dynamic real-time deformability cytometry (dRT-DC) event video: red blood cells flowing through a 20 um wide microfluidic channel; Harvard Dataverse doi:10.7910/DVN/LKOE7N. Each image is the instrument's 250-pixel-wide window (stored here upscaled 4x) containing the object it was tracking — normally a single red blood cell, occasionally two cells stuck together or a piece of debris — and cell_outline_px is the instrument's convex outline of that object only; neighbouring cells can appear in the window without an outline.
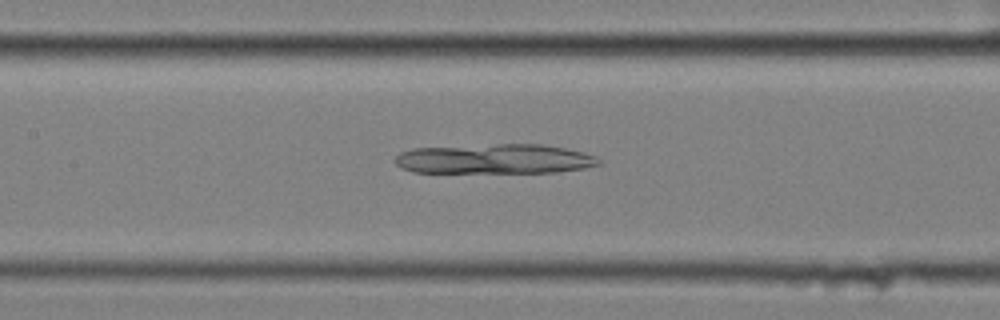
{"species": "common noctule bat (a hibernating species)", "species_latin": "Nyctalus noctula", "temperature_condition": "cold", "stored_images_in_passage": 48, "camera_frame_rate_fps": 3000, "um_per_image_px": 0.085, "animal": {"sex": "female", "body_mass_g": 25.1}, "frame": {"image": 1, "passage_image": 18, "time_ms": 5.667, "image_size_px": [1000, 320], "cell_outline_px": [[600, 164], [584, 168], [556, 172], [412, 172], [400, 168], [396, 164], [396, 156], [400, 152], [412, 148], [500, 144], [544, 144], [584, 152], [596, 156], [600, 160]], "centroid_in_image_um": [42.04, 13.51], "position_along_channel_um": 165.4, "area_um2": 35.32}}
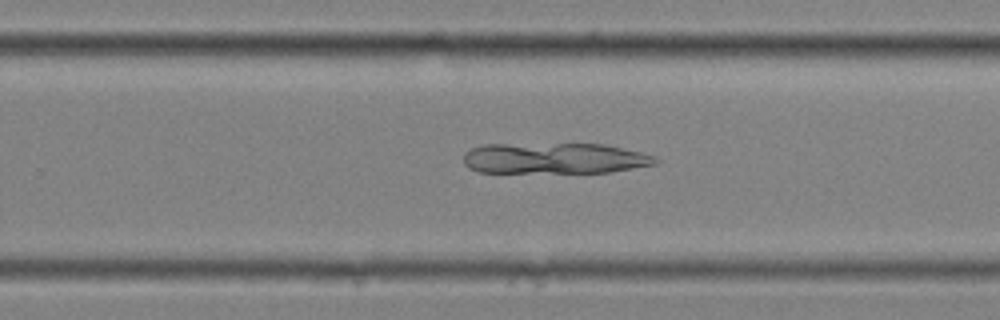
{"frame": {"image": 2, "passage_image": 28, "time_ms": 9.0, "image_size_px": [1000, 320], "cell_outline_px": [[660, 160], [656, 164], [608, 172], [476, 172], [468, 168], [464, 164], [464, 152], [480, 144], [604, 144], [640, 152], [656, 156]], "centroid_in_image_um": [47.1, 13.45], "position_along_channel_um": 282.7, "area_um2": 34.62}}
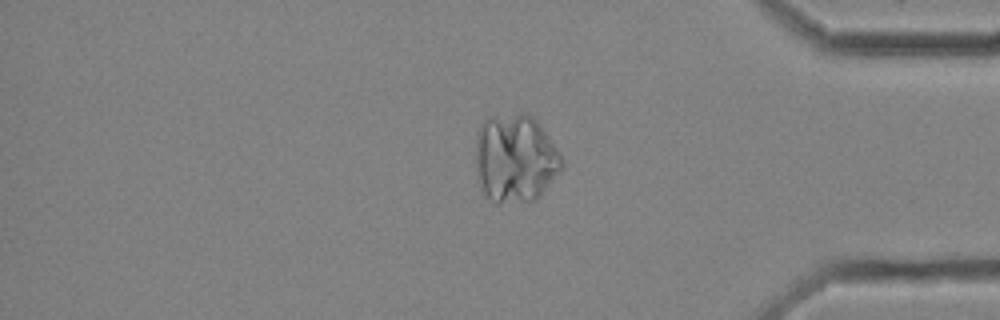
{"frame": {"image": 3, "passage_image": 39, "time_ms": 12.667, "image_size_px": [1000, 320], "cell_outline_px": [[564, 164], [560, 172], [540, 196], [536, 200], [496, 204], [480, 188], [476, 168], [476, 136], [480, 124], [484, 120], [492, 116], [520, 112], [528, 112], [536, 120], [548, 136], [564, 160]], "centroid_in_image_um": [43.79, 13.46], "position_along_channel_um": 391.4, "area_um2": 44.8}}